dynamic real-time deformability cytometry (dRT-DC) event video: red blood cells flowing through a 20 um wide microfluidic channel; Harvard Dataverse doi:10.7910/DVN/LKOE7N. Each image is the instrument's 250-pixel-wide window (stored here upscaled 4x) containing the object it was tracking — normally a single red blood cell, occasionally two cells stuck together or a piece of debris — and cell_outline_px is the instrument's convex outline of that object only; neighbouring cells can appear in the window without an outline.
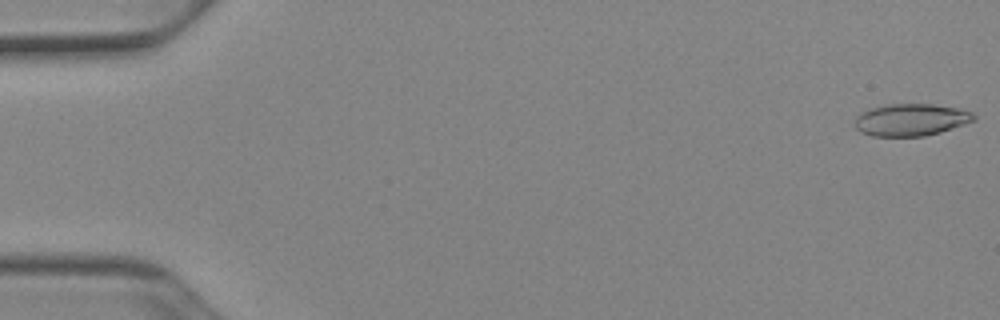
{"species": "Egyptian fruit bat (a non-hibernating species)", "species_latin": "Rousettus aegyptiacus", "temperature_condition": "cold", "stored_images_in_passage": 48, "camera_frame_rate_fps": 3000, "um_per_image_px": 0.085, "animal": {"sex": "female"}, "frame": {"image": 1, "passage_image": 1, "time_ms": 0.0, "image_size_px": [1000, 320], "cell_outline_px": [[976, 120], [940, 132], [924, 136], [872, 136], [860, 132], [852, 124], [856, 116], [860, 112], [868, 108], [884, 104], [932, 104], [964, 108], [972, 112], [976, 116]], "centroid_in_image_um": [77.41, 10.17], "position_along_channel_um": 7.6, "area_um2": 22.77}}
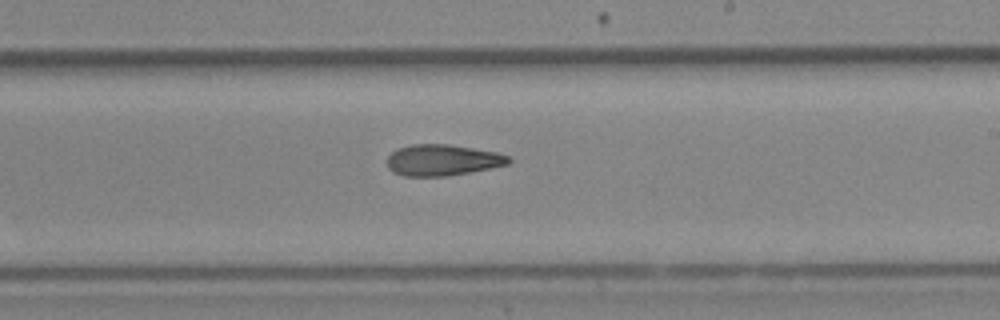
{"frame": {"image": 2, "passage_image": 31, "time_ms": 10.0, "image_size_px": [1000, 320], "cell_outline_px": [[512, 160], [508, 164], [492, 168], [444, 176], [404, 176], [392, 172], [388, 168], [388, 156], [396, 148], [412, 144], [448, 144], [496, 152], [508, 156]], "centroid_in_image_um": [37.59, 13.6], "position_along_channel_um": 251.4, "area_um2": 22.02}}
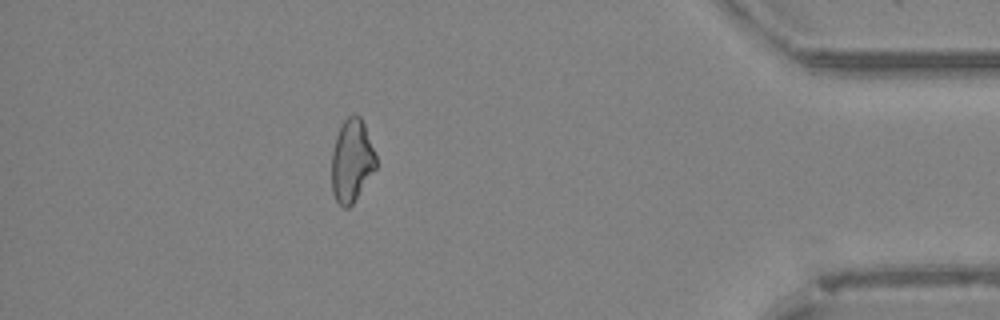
{"frame": {"image": 3, "passage_image": 46, "time_ms": 15.0, "image_size_px": [1000, 320], "cell_outline_px": [[376, 168], [352, 204], [348, 208], [344, 208], [336, 200], [332, 192], [332, 152], [336, 136], [344, 120], [348, 116], [360, 116], [364, 124], [376, 156]], "centroid_in_image_um": [29.89, 13.68], "position_along_channel_um": 405.3, "area_um2": 21.04}}